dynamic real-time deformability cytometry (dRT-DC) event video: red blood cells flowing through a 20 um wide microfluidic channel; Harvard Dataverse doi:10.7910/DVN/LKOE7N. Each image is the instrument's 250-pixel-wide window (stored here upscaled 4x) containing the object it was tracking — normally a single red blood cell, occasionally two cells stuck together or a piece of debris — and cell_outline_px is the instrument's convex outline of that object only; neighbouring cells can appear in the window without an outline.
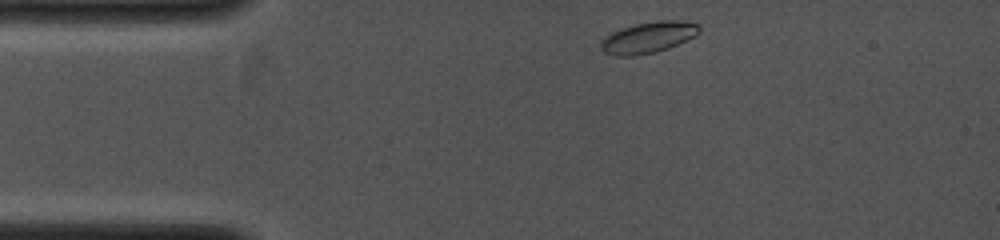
{"species": "common noctule bat (a hibernating species)", "species_latin": "Nyctalus noctula", "temperature_condition": "cold", "stored_images_in_passage": 32, "camera_frame_rate_fps": 4000, "um_per_image_px": 0.085, "animal": {"sex": "female", "body_mass_g": 19.0, "forearm_length_mm": 53.3}, "frame": {"image": 1, "passage_image": 1, "time_ms": 0.0, "image_size_px": [1000, 240], "cell_outline_px": [[700, 32], [696, 36], [668, 48], [656, 52], [636, 56], [612, 56], [604, 52], [600, 48], [600, 40], [604, 36], [612, 32], [636, 24], [660, 20], [680, 20], [696, 24], [700, 28]], "centroid_in_image_um": [55.07, 3.2], "position_along_channel_um": 29.9, "area_um2": 17.98}}
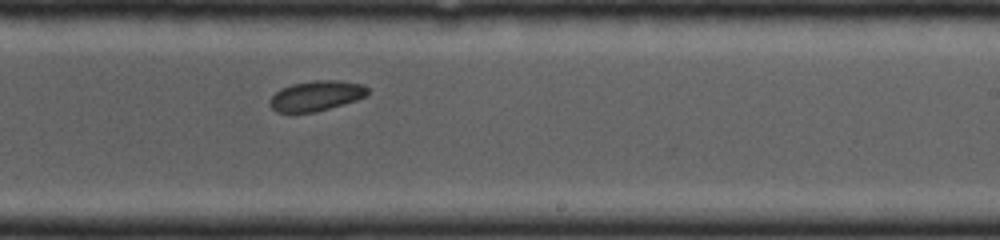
{"frame": {"image": 2, "passage_image": 20, "time_ms": 4.75, "image_size_px": [1000, 240], "cell_outline_px": [[368, 96], [356, 100], [328, 108], [312, 112], [276, 112], [268, 104], [268, 100], [280, 88], [292, 84], [312, 80], [340, 80], [364, 84], [368, 88]], "centroid_in_image_um": [26.88, 8.12], "position_along_channel_um": 262.1, "area_um2": 17.28}}
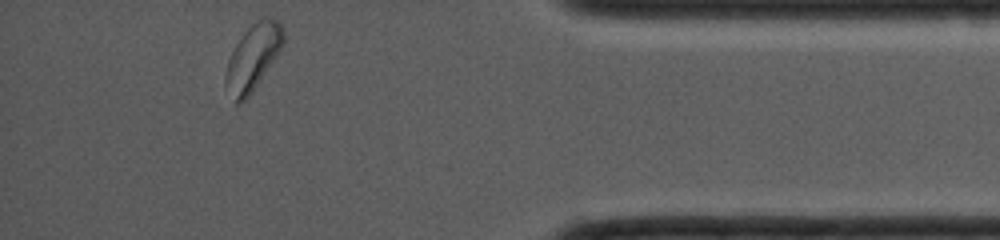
{"frame": {"image": 3, "passage_image": 32, "time_ms": 7.75, "image_size_px": [1000, 240], "cell_outline_px": [[284, 44], [252, 92], [240, 104], [236, 104], [224, 84], [224, 76], [228, 60], [236, 44], [244, 32], [252, 24], [260, 20], [276, 20], [280, 24], [284, 32]], "centroid_in_image_um": [21.47, 4.92], "position_along_channel_um": 413.7, "area_um2": 21.56}}